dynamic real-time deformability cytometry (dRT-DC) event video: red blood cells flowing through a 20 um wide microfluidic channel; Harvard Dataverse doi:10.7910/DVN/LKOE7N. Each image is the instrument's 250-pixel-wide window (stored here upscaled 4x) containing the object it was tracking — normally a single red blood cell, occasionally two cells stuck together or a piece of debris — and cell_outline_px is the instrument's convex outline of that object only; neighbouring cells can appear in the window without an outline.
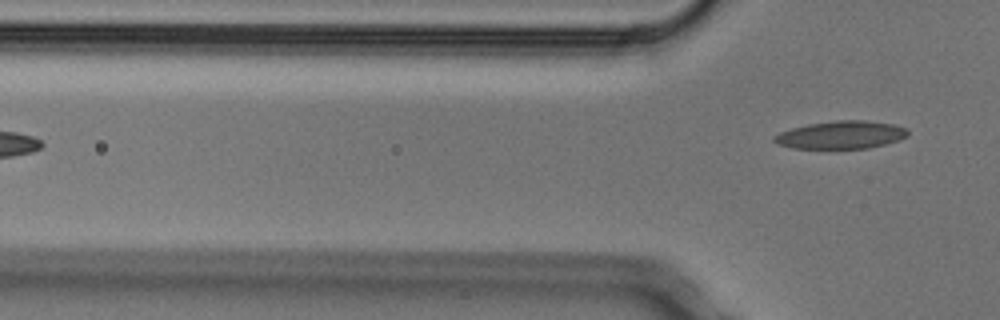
{"species": "Egyptian fruit bat (a non-hibernating species)", "species_latin": "Rousettus aegyptiacus", "temperature_condition": "cold", "stored_images_in_passage": 5, "camera_frame_rate_fps": 3000, "um_per_image_px": 0.085, "animal": {"sex": "male"}, "frame": {"image": 1, "passage_image": 5, "time_ms": 1.333, "image_size_px": [1000, 320], "cell_outline_px": [[908, 136], [900, 140], [868, 148], [792, 148], [776, 144], [772, 140], [772, 136], [780, 132], [792, 128], [808, 124], [836, 120], [864, 120], [892, 124], [904, 128], [908, 132]], "centroid_in_image_um": [71.45, 11.46], "position_along_channel_um": 54.4, "area_um2": 21.62}}